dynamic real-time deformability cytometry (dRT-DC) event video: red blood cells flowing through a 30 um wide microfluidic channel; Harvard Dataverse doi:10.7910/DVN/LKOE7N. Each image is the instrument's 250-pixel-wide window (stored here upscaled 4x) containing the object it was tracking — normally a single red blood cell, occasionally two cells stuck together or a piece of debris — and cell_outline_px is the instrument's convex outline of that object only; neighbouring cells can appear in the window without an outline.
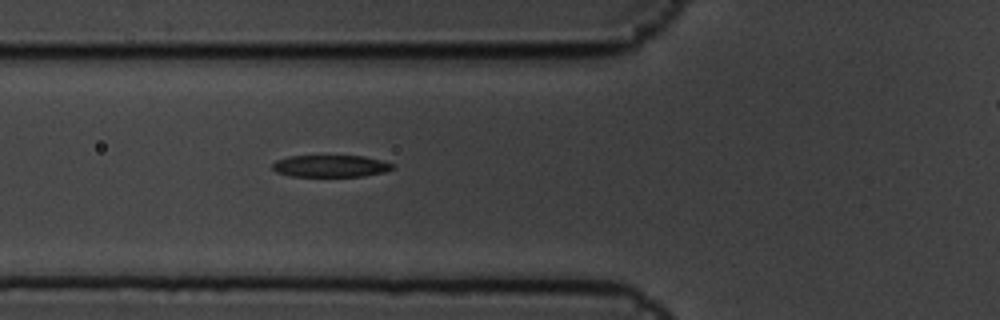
{"species": "common noctule bat (a hibernating species)", "species_latin": "Nyctalus noctula", "temperature_condition": "cold", "stored_images_in_passage": 6, "segment_of_instrument_passage": [1, 2], "camera_frame_rate_fps": 3000, "um_per_image_px": 0.085, "animal": {"sex": "male", "body_mass_g": 19.5, "forearm_length_mm": 54.6}, "frame": {"image": 1, "passage_image": 5, "time_ms": 1.333, "image_size_px": [1000, 320], "cell_outline_px": [[392, 168], [384, 172], [364, 176], [292, 176], [276, 172], [272, 168], [272, 164], [276, 160], [288, 156], [364, 156], [380, 160], [392, 164]], "centroid_in_image_um": [28.05, 14.11], "position_along_channel_um": 97.7, "area_um2": 15.2}}